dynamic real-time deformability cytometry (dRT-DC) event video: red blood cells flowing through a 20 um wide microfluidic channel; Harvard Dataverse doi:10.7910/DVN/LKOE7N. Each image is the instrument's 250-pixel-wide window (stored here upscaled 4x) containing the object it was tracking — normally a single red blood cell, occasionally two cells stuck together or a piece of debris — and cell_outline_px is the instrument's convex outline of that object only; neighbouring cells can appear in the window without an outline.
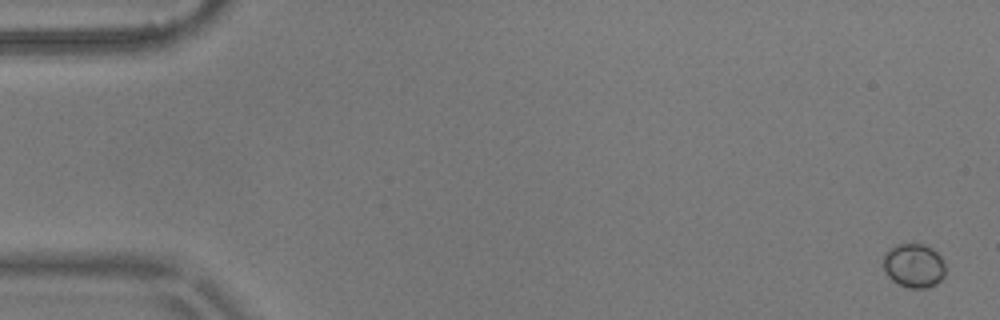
{"species": "common noctule bat (a hibernating species)", "species_latin": "Nyctalus noctula", "temperature_condition": "warm", "stored_images_in_passage": 6, "camera_frame_rate_fps": 3000, "um_per_image_px": 0.085, "animal": {"sex": "male", "body_mass_g": 17.9}, "frame": {"image": 1, "passage_image": 1, "time_ms": 0.0, "image_size_px": [1000, 320], "cell_outline_px": [[944, 276], [936, 284], [924, 288], [908, 288], [896, 284], [884, 272], [884, 252], [888, 248], [896, 244], [924, 244], [932, 248], [940, 256], [944, 264]], "centroid_in_image_um": [77.64, 22.57], "position_along_channel_um": 7.4, "area_um2": 16.07}}
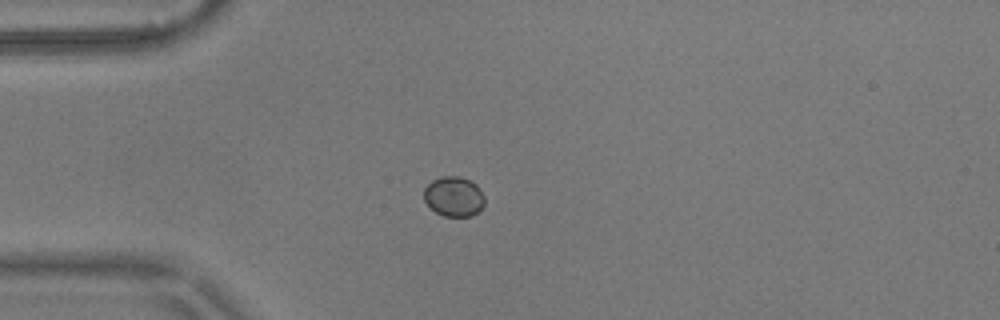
{"frame": {"image": 2, "passage_image": 5, "time_ms": 1.333, "image_size_px": [1000, 320], "cell_outline_px": [[484, 204], [472, 216], [444, 216], [436, 212], [424, 200], [424, 188], [432, 180], [440, 176], [460, 176], [476, 184], [484, 196]], "centroid_in_image_um": [38.56, 16.69], "position_along_channel_um": 46.4, "area_um2": 13.99}}
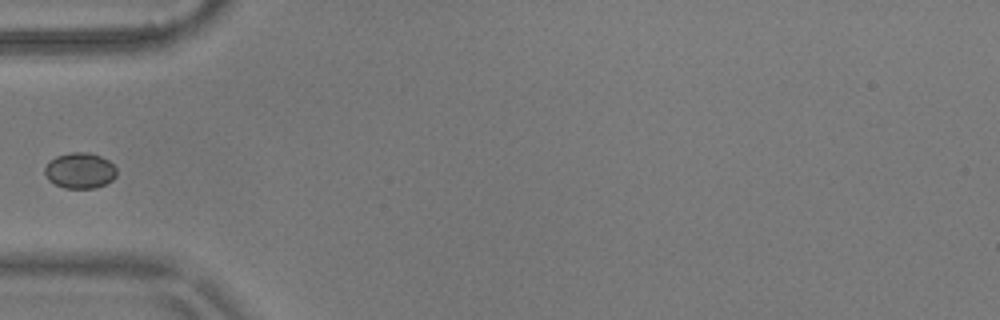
{"frame": {"image": 3, "passage_image": 6, "time_ms": 1.667, "image_size_px": [1000, 320], "cell_outline_px": [[116, 176], [112, 180], [96, 188], [64, 188], [48, 180], [44, 172], [44, 168], [56, 156], [72, 152], [88, 152], [100, 156], [108, 160], [116, 168]], "centroid_in_image_um": [6.8, 14.5], "position_along_channel_um": 78.2, "area_um2": 14.85}}